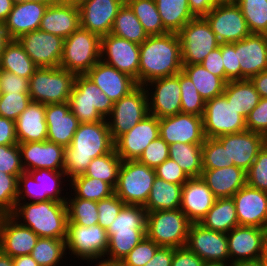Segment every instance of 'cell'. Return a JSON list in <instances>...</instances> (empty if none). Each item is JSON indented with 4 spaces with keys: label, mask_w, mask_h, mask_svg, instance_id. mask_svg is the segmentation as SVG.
<instances>
[{
    "label": "cell",
    "mask_w": 267,
    "mask_h": 266,
    "mask_svg": "<svg viewBox=\"0 0 267 266\" xmlns=\"http://www.w3.org/2000/svg\"><path fill=\"white\" fill-rule=\"evenodd\" d=\"M169 158V145L159 136L143 151L138 161L148 167L156 168Z\"/></svg>",
    "instance_id": "cell-58"
},
{
    "label": "cell",
    "mask_w": 267,
    "mask_h": 266,
    "mask_svg": "<svg viewBox=\"0 0 267 266\" xmlns=\"http://www.w3.org/2000/svg\"><path fill=\"white\" fill-rule=\"evenodd\" d=\"M246 128L263 136L267 135V98H261L258 105L249 113Z\"/></svg>",
    "instance_id": "cell-62"
},
{
    "label": "cell",
    "mask_w": 267,
    "mask_h": 266,
    "mask_svg": "<svg viewBox=\"0 0 267 266\" xmlns=\"http://www.w3.org/2000/svg\"><path fill=\"white\" fill-rule=\"evenodd\" d=\"M186 247L205 262L230 263L227 234L199 223L190 224Z\"/></svg>",
    "instance_id": "cell-15"
},
{
    "label": "cell",
    "mask_w": 267,
    "mask_h": 266,
    "mask_svg": "<svg viewBox=\"0 0 267 266\" xmlns=\"http://www.w3.org/2000/svg\"><path fill=\"white\" fill-rule=\"evenodd\" d=\"M159 136L168 144H203V118L194 114L178 113L159 119Z\"/></svg>",
    "instance_id": "cell-18"
},
{
    "label": "cell",
    "mask_w": 267,
    "mask_h": 266,
    "mask_svg": "<svg viewBox=\"0 0 267 266\" xmlns=\"http://www.w3.org/2000/svg\"><path fill=\"white\" fill-rule=\"evenodd\" d=\"M101 37L79 27L64 39L61 68L75 75L86 74L100 61Z\"/></svg>",
    "instance_id": "cell-6"
},
{
    "label": "cell",
    "mask_w": 267,
    "mask_h": 266,
    "mask_svg": "<svg viewBox=\"0 0 267 266\" xmlns=\"http://www.w3.org/2000/svg\"><path fill=\"white\" fill-rule=\"evenodd\" d=\"M174 247H162L160 246L155 252L152 259L144 266H171L174 256Z\"/></svg>",
    "instance_id": "cell-68"
},
{
    "label": "cell",
    "mask_w": 267,
    "mask_h": 266,
    "mask_svg": "<svg viewBox=\"0 0 267 266\" xmlns=\"http://www.w3.org/2000/svg\"><path fill=\"white\" fill-rule=\"evenodd\" d=\"M140 45L111 33L101 37L100 60L135 79L138 85Z\"/></svg>",
    "instance_id": "cell-14"
},
{
    "label": "cell",
    "mask_w": 267,
    "mask_h": 266,
    "mask_svg": "<svg viewBox=\"0 0 267 266\" xmlns=\"http://www.w3.org/2000/svg\"><path fill=\"white\" fill-rule=\"evenodd\" d=\"M216 199L201 177L190 178L182 187L180 209L191 223H200Z\"/></svg>",
    "instance_id": "cell-30"
},
{
    "label": "cell",
    "mask_w": 267,
    "mask_h": 266,
    "mask_svg": "<svg viewBox=\"0 0 267 266\" xmlns=\"http://www.w3.org/2000/svg\"><path fill=\"white\" fill-rule=\"evenodd\" d=\"M10 215L19 220L21 225L29 227L39 237L55 239H66L67 237L68 209L66 202L53 199L39 202H17Z\"/></svg>",
    "instance_id": "cell-3"
},
{
    "label": "cell",
    "mask_w": 267,
    "mask_h": 266,
    "mask_svg": "<svg viewBox=\"0 0 267 266\" xmlns=\"http://www.w3.org/2000/svg\"><path fill=\"white\" fill-rule=\"evenodd\" d=\"M156 178L155 169L138 160L123 161L114 193L125 203L144 206Z\"/></svg>",
    "instance_id": "cell-8"
},
{
    "label": "cell",
    "mask_w": 267,
    "mask_h": 266,
    "mask_svg": "<svg viewBox=\"0 0 267 266\" xmlns=\"http://www.w3.org/2000/svg\"><path fill=\"white\" fill-rule=\"evenodd\" d=\"M181 42L178 33L151 35L140 44L138 85L176 75L182 70Z\"/></svg>",
    "instance_id": "cell-2"
},
{
    "label": "cell",
    "mask_w": 267,
    "mask_h": 266,
    "mask_svg": "<svg viewBox=\"0 0 267 266\" xmlns=\"http://www.w3.org/2000/svg\"><path fill=\"white\" fill-rule=\"evenodd\" d=\"M10 37L7 34L4 24L0 22V56L6 45L10 42Z\"/></svg>",
    "instance_id": "cell-73"
},
{
    "label": "cell",
    "mask_w": 267,
    "mask_h": 266,
    "mask_svg": "<svg viewBox=\"0 0 267 266\" xmlns=\"http://www.w3.org/2000/svg\"><path fill=\"white\" fill-rule=\"evenodd\" d=\"M38 67H59L64 39L41 30H35L17 39Z\"/></svg>",
    "instance_id": "cell-19"
},
{
    "label": "cell",
    "mask_w": 267,
    "mask_h": 266,
    "mask_svg": "<svg viewBox=\"0 0 267 266\" xmlns=\"http://www.w3.org/2000/svg\"><path fill=\"white\" fill-rule=\"evenodd\" d=\"M0 172L17 178L24 172L18 144L0 145Z\"/></svg>",
    "instance_id": "cell-57"
},
{
    "label": "cell",
    "mask_w": 267,
    "mask_h": 266,
    "mask_svg": "<svg viewBox=\"0 0 267 266\" xmlns=\"http://www.w3.org/2000/svg\"><path fill=\"white\" fill-rule=\"evenodd\" d=\"M98 263V264H97ZM96 266H121L119 263H107V262H97Z\"/></svg>",
    "instance_id": "cell-79"
},
{
    "label": "cell",
    "mask_w": 267,
    "mask_h": 266,
    "mask_svg": "<svg viewBox=\"0 0 267 266\" xmlns=\"http://www.w3.org/2000/svg\"><path fill=\"white\" fill-rule=\"evenodd\" d=\"M147 212L143 206L124 204L118 216L106 230L108 237L115 230L146 229Z\"/></svg>",
    "instance_id": "cell-50"
},
{
    "label": "cell",
    "mask_w": 267,
    "mask_h": 266,
    "mask_svg": "<svg viewBox=\"0 0 267 266\" xmlns=\"http://www.w3.org/2000/svg\"><path fill=\"white\" fill-rule=\"evenodd\" d=\"M182 71L190 77L201 97L207 101L223 94L226 82L202 66L183 65Z\"/></svg>",
    "instance_id": "cell-39"
},
{
    "label": "cell",
    "mask_w": 267,
    "mask_h": 266,
    "mask_svg": "<svg viewBox=\"0 0 267 266\" xmlns=\"http://www.w3.org/2000/svg\"><path fill=\"white\" fill-rule=\"evenodd\" d=\"M38 66L25 52L18 40H10L0 56V69L6 70L25 79H30Z\"/></svg>",
    "instance_id": "cell-37"
},
{
    "label": "cell",
    "mask_w": 267,
    "mask_h": 266,
    "mask_svg": "<svg viewBox=\"0 0 267 266\" xmlns=\"http://www.w3.org/2000/svg\"><path fill=\"white\" fill-rule=\"evenodd\" d=\"M233 166L228 163L227 149L216 138H205L202 144V168L213 170Z\"/></svg>",
    "instance_id": "cell-52"
},
{
    "label": "cell",
    "mask_w": 267,
    "mask_h": 266,
    "mask_svg": "<svg viewBox=\"0 0 267 266\" xmlns=\"http://www.w3.org/2000/svg\"><path fill=\"white\" fill-rule=\"evenodd\" d=\"M204 266H231L229 263L206 262Z\"/></svg>",
    "instance_id": "cell-78"
},
{
    "label": "cell",
    "mask_w": 267,
    "mask_h": 266,
    "mask_svg": "<svg viewBox=\"0 0 267 266\" xmlns=\"http://www.w3.org/2000/svg\"><path fill=\"white\" fill-rule=\"evenodd\" d=\"M74 193L71 196L83 198L90 201H100L114 194V188L99 179L85 176L84 174L78 175L69 180ZM75 194V195H74Z\"/></svg>",
    "instance_id": "cell-45"
},
{
    "label": "cell",
    "mask_w": 267,
    "mask_h": 266,
    "mask_svg": "<svg viewBox=\"0 0 267 266\" xmlns=\"http://www.w3.org/2000/svg\"><path fill=\"white\" fill-rule=\"evenodd\" d=\"M15 1H27V2H38V3H44V4H53L58 2L59 0H15Z\"/></svg>",
    "instance_id": "cell-76"
},
{
    "label": "cell",
    "mask_w": 267,
    "mask_h": 266,
    "mask_svg": "<svg viewBox=\"0 0 267 266\" xmlns=\"http://www.w3.org/2000/svg\"><path fill=\"white\" fill-rule=\"evenodd\" d=\"M67 199L68 224L84 227L98 224L97 201L77 197H67Z\"/></svg>",
    "instance_id": "cell-49"
},
{
    "label": "cell",
    "mask_w": 267,
    "mask_h": 266,
    "mask_svg": "<svg viewBox=\"0 0 267 266\" xmlns=\"http://www.w3.org/2000/svg\"><path fill=\"white\" fill-rule=\"evenodd\" d=\"M18 144L15 121L0 116V145Z\"/></svg>",
    "instance_id": "cell-67"
},
{
    "label": "cell",
    "mask_w": 267,
    "mask_h": 266,
    "mask_svg": "<svg viewBox=\"0 0 267 266\" xmlns=\"http://www.w3.org/2000/svg\"><path fill=\"white\" fill-rule=\"evenodd\" d=\"M246 184L267 192V148L265 146L259 151L256 159L246 171Z\"/></svg>",
    "instance_id": "cell-54"
},
{
    "label": "cell",
    "mask_w": 267,
    "mask_h": 266,
    "mask_svg": "<svg viewBox=\"0 0 267 266\" xmlns=\"http://www.w3.org/2000/svg\"><path fill=\"white\" fill-rule=\"evenodd\" d=\"M223 95L245 119L261 99L250 79L227 82Z\"/></svg>",
    "instance_id": "cell-36"
},
{
    "label": "cell",
    "mask_w": 267,
    "mask_h": 266,
    "mask_svg": "<svg viewBox=\"0 0 267 266\" xmlns=\"http://www.w3.org/2000/svg\"><path fill=\"white\" fill-rule=\"evenodd\" d=\"M125 3L134 12L149 36L168 32L163 26L155 0H125Z\"/></svg>",
    "instance_id": "cell-43"
},
{
    "label": "cell",
    "mask_w": 267,
    "mask_h": 266,
    "mask_svg": "<svg viewBox=\"0 0 267 266\" xmlns=\"http://www.w3.org/2000/svg\"><path fill=\"white\" fill-rule=\"evenodd\" d=\"M246 20L251 34L267 31V0H235Z\"/></svg>",
    "instance_id": "cell-48"
},
{
    "label": "cell",
    "mask_w": 267,
    "mask_h": 266,
    "mask_svg": "<svg viewBox=\"0 0 267 266\" xmlns=\"http://www.w3.org/2000/svg\"><path fill=\"white\" fill-rule=\"evenodd\" d=\"M261 98H267V70L250 78Z\"/></svg>",
    "instance_id": "cell-70"
},
{
    "label": "cell",
    "mask_w": 267,
    "mask_h": 266,
    "mask_svg": "<svg viewBox=\"0 0 267 266\" xmlns=\"http://www.w3.org/2000/svg\"><path fill=\"white\" fill-rule=\"evenodd\" d=\"M145 236L146 229L115 230L108 237L107 252L105 254L107 259H103V262L120 263Z\"/></svg>",
    "instance_id": "cell-41"
},
{
    "label": "cell",
    "mask_w": 267,
    "mask_h": 266,
    "mask_svg": "<svg viewBox=\"0 0 267 266\" xmlns=\"http://www.w3.org/2000/svg\"><path fill=\"white\" fill-rule=\"evenodd\" d=\"M199 224L208 230L226 234L239 226L236 206L232 197L217 198Z\"/></svg>",
    "instance_id": "cell-34"
},
{
    "label": "cell",
    "mask_w": 267,
    "mask_h": 266,
    "mask_svg": "<svg viewBox=\"0 0 267 266\" xmlns=\"http://www.w3.org/2000/svg\"><path fill=\"white\" fill-rule=\"evenodd\" d=\"M125 0H88L79 6L80 27L100 37L108 35Z\"/></svg>",
    "instance_id": "cell-23"
},
{
    "label": "cell",
    "mask_w": 267,
    "mask_h": 266,
    "mask_svg": "<svg viewBox=\"0 0 267 266\" xmlns=\"http://www.w3.org/2000/svg\"><path fill=\"white\" fill-rule=\"evenodd\" d=\"M17 141L39 142L47 140L45 104L31 101L15 121Z\"/></svg>",
    "instance_id": "cell-32"
},
{
    "label": "cell",
    "mask_w": 267,
    "mask_h": 266,
    "mask_svg": "<svg viewBox=\"0 0 267 266\" xmlns=\"http://www.w3.org/2000/svg\"><path fill=\"white\" fill-rule=\"evenodd\" d=\"M240 226L264 228L267 222V192L247 184L233 196Z\"/></svg>",
    "instance_id": "cell-25"
},
{
    "label": "cell",
    "mask_w": 267,
    "mask_h": 266,
    "mask_svg": "<svg viewBox=\"0 0 267 266\" xmlns=\"http://www.w3.org/2000/svg\"><path fill=\"white\" fill-rule=\"evenodd\" d=\"M231 266H264V258L232 263Z\"/></svg>",
    "instance_id": "cell-74"
},
{
    "label": "cell",
    "mask_w": 267,
    "mask_h": 266,
    "mask_svg": "<svg viewBox=\"0 0 267 266\" xmlns=\"http://www.w3.org/2000/svg\"><path fill=\"white\" fill-rule=\"evenodd\" d=\"M149 115L148 94L144 86L138 85L128 95L114 103L106 118L112 140L133 129Z\"/></svg>",
    "instance_id": "cell-9"
},
{
    "label": "cell",
    "mask_w": 267,
    "mask_h": 266,
    "mask_svg": "<svg viewBox=\"0 0 267 266\" xmlns=\"http://www.w3.org/2000/svg\"><path fill=\"white\" fill-rule=\"evenodd\" d=\"M15 0H0V22H4L12 11Z\"/></svg>",
    "instance_id": "cell-71"
},
{
    "label": "cell",
    "mask_w": 267,
    "mask_h": 266,
    "mask_svg": "<svg viewBox=\"0 0 267 266\" xmlns=\"http://www.w3.org/2000/svg\"><path fill=\"white\" fill-rule=\"evenodd\" d=\"M183 65L200 64L205 57L220 46L217 36L204 17L190 20L179 32Z\"/></svg>",
    "instance_id": "cell-10"
},
{
    "label": "cell",
    "mask_w": 267,
    "mask_h": 266,
    "mask_svg": "<svg viewBox=\"0 0 267 266\" xmlns=\"http://www.w3.org/2000/svg\"><path fill=\"white\" fill-rule=\"evenodd\" d=\"M76 75L61 67H38L29 79V95L42 104L69 101Z\"/></svg>",
    "instance_id": "cell-5"
},
{
    "label": "cell",
    "mask_w": 267,
    "mask_h": 266,
    "mask_svg": "<svg viewBox=\"0 0 267 266\" xmlns=\"http://www.w3.org/2000/svg\"><path fill=\"white\" fill-rule=\"evenodd\" d=\"M110 33L139 45L149 37L134 12L126 3L118 10Z\"/></svg>",
    "instance_id": "cell-42"
},
{
    "label": "cell",
    "mask_w": 267,
    "mask_h": 266,
    "mask_svg": "<svg viewBox=\"0 0 267 266\" xmlns=\"http://www.w3.org/2000/svg\"><path fill=\"white\" fill-rule=\"evenodd\" d=\"M164 28L178 33L195 16L190 11L188 0H155Z\"/></svg>",
    "instance_id": "cell-38"
},
{
    "label": "cell",
    "mask_w": 267,
    "mask_h": 266,
    "mask_svg": "<svg viewBox=\"0 0 267 266\" xmlns=\"http://www.w3.org/2000/svg\"><path fill=\"white\" fill-rule=\"evenodd\" d=\"M204 18L220 43L238 42L251 34L235 2L218 3Z\"/></svg>",
    "instance_id": "cell-13"
},
{
    "label": "cell",
    "mask_w": 267,
    "mask_h": 266,
    "mask_svg": "<svg viewBox=\"0 0 267 266\" xmlns=\"http://www.w3.org/2000/svg\"><path fill=\"white\" fill-rule=\"evenodd\" d=\"M160 246L146 236L123 258L121 266H144Z\"/></svg>",
    "instance_id": "cell-56"
},
{
    "label": "cell",
    "mask_w": 267,
    "mask_h": 266,
    "mask_svg": "<svg viewBox=\"0 0 267 266\" xmlns=\"http://www.w3.org/2000/svg\"><path fill=\"white\" fill-rule=\"evenodd\" d=\"M124 202L114 193L97 201L98 225L107 230L124 206Z\"/></svg>",
    "instance_id": "cell-59"
},
{
    "label": "cell",
    "mask_w": 267,
    "mask_h": 266,
    "mask_svg": "<svg viewBox=\"0 0 267 266\" xmlns=\"http://www.w3.org/2000/svg\"><path fill=\"white\" fill-rule=\"evenodd\" d=\"M221 54L226 75V83L241 80V69L237 58V42L221 43Z\"/></svg>",
    "instance_id": "cell-60"
},
{
    "label": "cell",
    "mask_w": 267,
    "mask_h": 266,
    "mask_svg": "<svg viewBox=\"0 0 267 266\" xmlns=\"http://www.w3.org/2000/svg\"><path fill=\"white\" fill-rule=\"evenodd\" d=\"M47 140L64 148L70 146L80 122L70 110L69 102L45 105Z\"/></svg>",
    "instance_id": "cell-27"
},
{
    "label": "cell",
    "mask_w": 267,
    "mask_h": 266,
    "mask_svg": "<svg viewBox=\"0 0 267 266\" xmlns=\"http://www.w3.org/2000/svg\"><path fill=\"white\" fill-rule=\"evenodd\" d=\"M206 262L187 247L175 248L171 266H204Z\"/></svg>",
    "instance_id": "cell-66"
},
{
    "label": "cell",
    "mask_w": 267,
    "mask_h": 266,
    "mask_svg": "<svg viewBox=\"0 0 267 266\" xmlns=\"http://www.w3.org/2000/svg\"><path fill=\"white\" fill-rule=\"evenodd\" d=\"M0 266H14L12 257L3 253L1 250H0Z\"/></svg>",
    "instance_id": "cell-75"
},
{
    "label": "cell",
    "mask_w": 267,
    "mask_h": 266,
    "mask_svg": "<svg viewBox=\"0 0 267 266\" xmlns=\"http://www.w3.org/2000/svg\"><path fill=\"white\" fill-rule=\"evenodd\" d=\"M80 27L79 7L59 0L48 5L39 30L66 39Z\"/></svg>",
    "instance_id": "cell-31"
},
{
    "label": "cell",
    "mask_w": 267,
    "mask_h": 266,
    "mask_svg": "<svg viewBox=\"0 0 267 266\" xmlns=\"http://www.w3.org/2000/svg\"><path fill=\"white\" fill-rule=\"evenodd\" d=\"M216 139L227 149L228 163L242 168L245 172L264 146V136L249 130L224 134Z\"/></svg>",
    "instance_id": "cell-22"
},
{
    "label": "cell",
    "mask_w": 267,
    "mask_h": 266,
    "mask_svg": "<svg viewBox=\"0 0 267 266\" xmlns=\"http://www.w3.org/2000/svg\"><path fill=\"white\" fill-rule=\"evenodd\" d=\"M183 185L155 178L146 204V212L180 209Z\"/></svg>",
    "instance_id": "cell-35"
},
{
    "label": "cell",
    "mask_w": 267,
    "mask_h": 266,
    "mask_svg": "<svg viewBox=\"0 0 267 266\" xmlns=\"http://www.w3.org/2000/svg\"><path fill=\"white\" fill-rule=\"evenodd\" d=\"M202 118L205 138H217L247 130L246 119L223 94L205 102Z\"/></svg>",
    "instance_id": "cell-11"
},
{
    "label": "cell",
    "mask_w": 267,
    "mask_h": 266,
    "mask_svg": "<svg viewBox=\"0 0 267 266\" xmlns=\"http://www.w3.org/2000/svg\"><path fill=\"white\" fill-rule=\"evenodd\" d=\"M150 86L155 90L149 93ZM144 87L148 94L149 114L160 119L181 113L180 72L152 80Z\"/></svg>",
    "instance_id": "cell-16"
},
{
    "label": "cell",
    "mask_w": 267,
    "mask_h": 266,
    "mask_svg": "<svg viewBox=\"0 0 267 266\" xmlns=\"http://www.w3.org/2000/svg\"><path fill=\"white\" fill-rule=\"evenodd\" d=\"M201 179L216 198H231L246 185V172L233 165L220 169L203 170Z\"/></svg>",
    "instance_id": "cell-33"
},
{
    "label": "cell",
    "mask_w": 267,
    "mask_h": 266,
    "mask_svg": "<svg viewBox=\"0 0 267 266\" xmlns=\"http://www.w3.org/2000/svg\"><path fill=\"white\" fill-rule=\"evenodd\" d=\"M181 113L203 117L205 100L197 91L194 83L182 70L180 71Z\"/></svg>",
    "instance_id": "cell-51"
},
{
    "label": "cell",
    "mask_w": 267,
    "mask_h": 266,
    "mask_svg": "<svg viewBox=\"0 0 267 266\" xmlns=\"http://www.w3.org/2000/svg\"><path fill=\"white\" fill-rule=\"evenodd\" d=\"M0 89L2 94H29V80L15 73L0 69Z\"/></svg>",
    "instance_id": "cell-64"
},
{
    "label": "cell",
    "mask_w": 267,
    "mask_h": 266,
    "mask_svg": "<svg viewBox=\"0 0 267 266\" xmlns=\"http://www.w3.org/2000/svg\"><path fill=\"white\" fill-rule=\"evenodd\" d=\"M61 1L66 2V3H70L72 5L79 7L81 4H83L84 2H86L88 0H61Z\"/></svg>",
    "instance_id": "cell-77"
},
{
    "label": "cell",
    "mask_w": 267,
    "mask_h": 266,
    "mask_svg": "<svg viewBox=\"0 0 267 266\" xmlns=\"http://www.w3.org/2000/svg\"><path fill=\"white\" fill-rule=\"evenodd\" d=\"M159 137V118L151 114L133 129L114 141V149L122 161L138 160L147 146Z\"/></svg>",
    "instance_id": "cell-20"
},
{
    "label": "cell",
    "mask_w": 267,
    "mask_h": 266,
    "mask_svg": "<svg viewBox=\"0 0 267 266\" xmlns=\"http://www.w3.org/2000/svg\"><path fill=\"white\" fill-rule=\"evenodd\" d=\"M48 4L27 1H15L12 11L3 22L11 40L38 30Z\"/></svg>",
    "instance_id": "cell-28"
},
{
    "label": "cell",
    "mask_w": 267,
    "mask_h": 266,
    "mask_svg": "<svg viewBox=\"0 0 267 266\" xmlns=\"http://www.w3.org/2000/svg\"><path fill=\"white\" fill-rule=\"evenodd\" d=\"M39 236L9 215H0V250L8 256L30 255Z\"/></svg>",
    "instance_id": "cell-24"
},
{
    "label": "cell",
    "mask_w": 267,
    "mask_h": 266,
    "mask_svg": "<svg viewBox=\"0 0 267 266\" xmlns=\"http://www.w3.org/2000/svg\"><path fill=\"white\" fill-rule=\"evenodd\" d=\"M264 234H265V240H266V243H267V222L264 226Z\"/></svg>",
    "instance_id": "cell-80"
},
{
    "label": "cell",
    "mask_w": 267,
    "mask_h": 266,
    "mask_svg": "<svg viewBox=\"0 0 267 266\" xmlns=\"http://www.w3.org/2000/svg\"><path fill=\"white\" fill-rule=\"evenodd\" d=\"M156 177L178 185H184L190 178L183 172L180 166L168 158L155 168Z\"/></svg>",
    "instance_id": "cell-63"
},
{
    "label": "cell",
    "mask_w": 267,
    "mask_h": 266,
    "mask_svg": "<svg viewBox=\"0 0 267 266\" xmlns=\"http://www.w3.org/2000/svg\"><path fill=\"white\" fill-rule=\"evenodd\" d=\"M230 264L267 256L264 228L236 226L227 233Z\"/></svg>",
    "instance_id": "cell-17"
},
{
    "label": "cell",
    "mask_w": 267,
    "mask_h": 266,
    "mask_svg": "<svg viewBox=\"0 0 267 266\" xmlns=\"http://www.w3.org/2000/svg\"><path fill=\"white\" fill-rule=\"evenodd\" d=\"M188 2L190 11L195 17H204L218 4L216 0H188Z\"/></svg>",
    "instance_id": "cell-69"
},
{
    "label": "cell",
    "mask_w": 267,
    "mask_h": 266,
    "mask_svg": "<svg viewBox=\"0 0 267 266\" xmlns=\"http://www.w3.org/2000/svg\"><path fill=\"white\" fill-rule=\"evenodd\" d=\"M237 58L241 80L267 70V38L264 34H250L237 42Z\"/></svg>",
    "instance_id": "cell-29"
},
{
    "label": "cell",
    "mask_w": 267,
    "mask_h": 266,
    "mask_svg": "<svg viewBox=\"0 0 267 266\" xmlns=\"http://www.w3.org/2000/svg\"><path fill=\"white\" fill-rule=\"evenodd\" d=\"M190 224L181 209L147 212L146 237L162 247H186Z\"/></svg>",
    "instance_id": "cell-7"
},
{
    "label": "cell",
    "mask_w": 267,
    "mask_h": 266,
    "mask_svg": "<svg viewBox=\"0 0 267 266\" xmlns=\"http://www.w3.org/2000/svg\"><path fill=\"white\" fill-rule=\"evenodd\" d=\"M86 75L104 92L113 103L128 95L138 85L130 75L118 71L103 61H98Z\"/></svg>",
    "instance_id": "cell-26"
},
{
    "label": "cell",
    "mask_w": 267,
    "mask_h": 266,
    "mask_svg": "<svg viewBox=\"0 0 267 266\" xmlns=\"http://www.w3.org/2000/svg\"><path fill=\"white\" fill-rule=\"evenodd\" d=\"M34 180L40 184L41 188V201H48L50 199L66 202L67 197L62 196L61 187L64 177L66 176L65 172L54 171L50 169H38L29 171Z\"/></svg>",
    "instance_id": "cell-47"
},
{
    "label": "cell",
    "mask_w": 267,
    "mask_h": 266,
    "mask_svg": "<svg viewBox=\"0 0 267 266\" xmlns=\"http://www.w3.org/2000/svg\"><path fill=\"white\" fill-rule=\"evenodd\" d=\"M14 266H39L31 255H23L12 258Z\"/></svg>",
    "instance_id": "cell-72"
},
{
    "label": "cell",
    "mask_w": 267,
    "mask_h": 266,
    "mask_svg": "<svg viewBox=\"0 0 267 266\" xmlns=\"http://www.w3.org/2000/svg\"><path fill=\"white\" fill-rule=\"evenodd\" d=\"M114 149L107 120L80 123L70 146L65 148L64 172L68 179L82 175L90 162Z\"/></svg>",
    "instance_id": "cell-1"
},
{
    "label": "cell",
    "mask_w": 267,
    "mask_h": 266,
    "mask_svg": "<svg viewBox=\"0 0 267 266\" xmlns=\"http://www.w3.org/2000/svg\"><path fill=\"white\" fill-rule=\"evenodd\" d=\"M202 66L215 76L221 77L226 82V75L221 54V44L218 48L211 51L201 62Z\"/></svg>",
    "instance_id": "cell-65"
},
{
    "label": "cell",
    "mask_w": 267,
    "mask_h": 266,
    "mask_svg": "<svg viewBox=\"0 0 267 266\" xmlns=\"http://www.w3.org/2000/svg\"><path fill=\"white\" fill-rule=\"evenodd\" d=\"M169 158L174 160L189 178L201 177L202 144H170Z\"/></svg>",
    "instance_id": "cell-40"
},
{
    "label": "cell",
    "mask_w": 267,
    "mask_h": 266,
    "mask_svg": "<svg viewBox=\"0 0 267 266\" xmlns=\"http://www.w3.org/2000/svg\"><path fill=\"white\" fill-rule=\"evenodd\" d=\"M68 102L71 112L80 123L105 120L114 105L86 74L76 75Z\"/></svg>",
    "instance_id": "cell-4"
},
{
    "label": "cell",
    "mask_w": 267,
    "mask_h": 266,
    "mask_svg": "<svg viewBox=\"0 0 267 266\" xmlns=\"http://www.w3.org/2000/svg\"><path fill=\"white\" fill-rule=\"evenodd\" d=\"M107 246V231L100 225L93 224L88 227L67 225L66 248L69 249V254L71 252L78 259L89 262L102 259L101 262H103V259H106Z\"/></svg>",
    "instance_id": "cell-12"
},
{
    "label": "cell",
    "mask_w": 267,
    "mask_h": 266,
    "mask_svg": "<svg viewBox=\"0 0 267 266\" xmlns=\"http://www.w3.org/2000/svg\"><path fill=\"white\" fill-rule=\"evenodd\" d=\"M26 198H28L29 202L41 201V188L40 184L34 180L32 175L24 171L18 177L17 202L26 201Z\"/></svg>",
    "instance_id": "cell-61"
},
{
    "label": "cell",
    "mask_w": 267,
    "mask_h": 266,
    "mask_svg": "<svg viewBox=\"0 0 267 266\" xmlns=\"http://www.w3.org/2000/svg\"><path fill=\"white\" fill-rule=\"evenodd\" d=\"M65 251L66 239L39 237L30 255L39 266H58L67 253Z\"/></svg>",
    "instance_id": "cell-46"
},
{
    "label": "cell",
    "mask_w": 267,
    "mask_h": 266,
    "mask_svg": "<svg viewBox=\"0 0 267 266\" xmlns=\"http://www.w3.org/2000/svg\"><path fill=\"white\" fill-rule=\"evenodd\" d=\"M122 162V159L113 149L106 155L94 158L84 175L107 182L115 188Z\"/></svg>",
    "instance_id": "cell-44"
},
{
    "label": "cell",
    "mask_w": 267,
    "mask_h": 266,
    "mask_svg": "<svg viewBox=\"0 0 267 266\" xmlns=\"http://www.w3.org/2000/svg\"><path fill=\"white\" fill-rule=\"evenodd\" d=\"M18 178L0 172V215L11 214L17 203Z\"/></svg>",
    "instance_id": "cell-53"
},
{
    "label": "cell",
    "mask_w": 267,
    "mask_h": 266,
    "mask_svg": "<svg viewBox=\"0 0 267 266\" xmlns=\"http://www.w3.org/2000/svg\"><path fill=\"white\" fill-rule=\"evenodd\" d=\"M31 101L29 94H2L0 98V116L16 121Z\"/></svg>",
    "instance_id": "cell-55"
},
{
    "label": "cell",
    "mask_w": 267,
    "mask_h": 266,
    "mask_svg": "<svg viewBox=\"0 0 267 266\" xmlns=\"http://www.w3.org/2000/svg\"><path fill=\"white\" fill-rule=\"evenodd\" d=\"M21 162L25 172L38 169H50L64 172L65 148L46 141L18 144Z\"/></svg>",
    "instance_id": "cell-21"
}]
</instances>
